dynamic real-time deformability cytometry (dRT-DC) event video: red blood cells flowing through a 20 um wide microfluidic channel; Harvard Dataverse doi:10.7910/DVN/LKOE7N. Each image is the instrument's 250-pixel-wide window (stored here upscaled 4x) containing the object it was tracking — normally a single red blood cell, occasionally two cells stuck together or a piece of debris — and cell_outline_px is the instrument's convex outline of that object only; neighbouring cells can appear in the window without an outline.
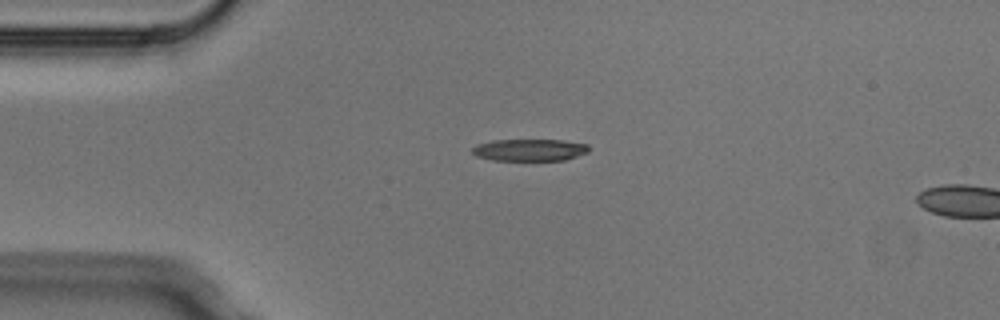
{"species": "Egyptian fruit bat (a non-hibernating species)", "species_latin": "Rousettus aegyptiacus", "temperature_condition": "cold", "stored_images_in_passage": 4, "camera_frame_rate_fps": 3000, "um_per_image_px": 0.085, "animal": {"sex": "male"}, "frame": {"image": 1, "passage_image": 2, "time_ms": 0.333, "image_size_px": [1000, 320], "cell_outline_px": [[588, 152], [564, 160], [492, 160], [476, 156], [472, 152], [472, 148], [476, 144], [492, 140], [564, 140], [588, 144]], "centroid_in_image_um": [44.99, 12.74], "position_along_channel_um": 40.0, "area_um2": 14.91}}